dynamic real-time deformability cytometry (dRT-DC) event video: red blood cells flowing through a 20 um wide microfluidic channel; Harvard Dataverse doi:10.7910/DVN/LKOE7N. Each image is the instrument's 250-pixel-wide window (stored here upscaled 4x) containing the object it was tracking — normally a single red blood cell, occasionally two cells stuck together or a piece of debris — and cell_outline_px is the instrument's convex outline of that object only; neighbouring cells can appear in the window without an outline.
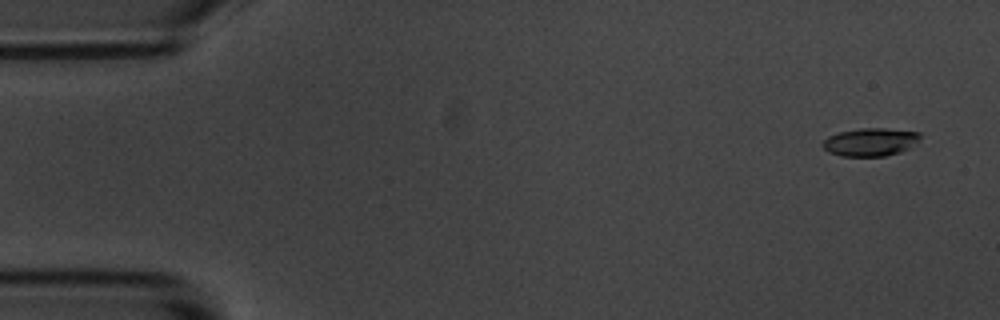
{"species": "common noctule bat (a hibernating species)", "species_latin": "Nyctalus noctula", "temperature_condition": "room temperature", "stored_images_in_passage": 56, "camera_frame_rate_fps": 3000, "um_per_image_px": 0.085, "animal": {"sex": "male", "body_mass_g": 20.1, "forearm_length_mm": 53.5}, "frame": {"image": 1, "passage_image": 3, "time_ms": 0.667, "image_size_px": [1000, 320], "cell_outline_px": [[920, 140], [912, 148], [900, 152], [884, 156], [840, 156], [828, 152], [820, 144], [828, 136], [840, 132], [860, 128], [884, 128], [920, 132]], "centroid_in_image_um": [74.0, 12.07], "position_along_channel_um": 11.0, "area_um2": 16.13}}
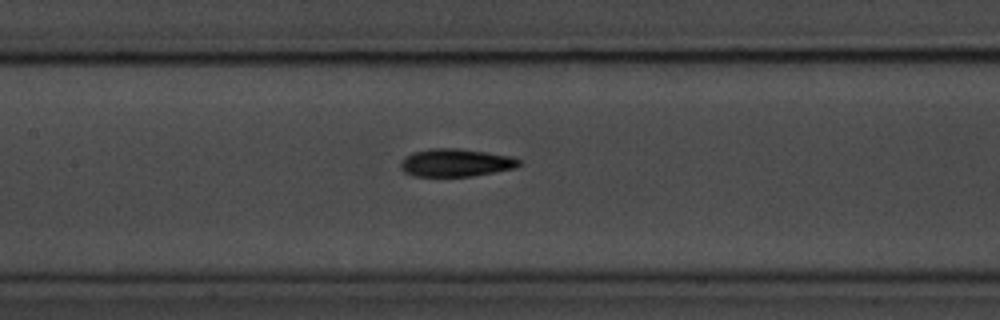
{"frame": {"image": 2, "passage_image": 26, "time_ms": 8.333, "image_size_px": [1000, 320], "cell_outline_px": [[520, 164], [516, 168], [472, 176], [412, 176], [404, 172], [400, 168], [400, 164], [404, 156], [412, 152], [432, 148], [460, 148], [512, 156], [520, 160]], "centroid_in_image_um": [38.72, 13.82], "position_along_channel_um": 168.7, "area_um2": 19.36}}
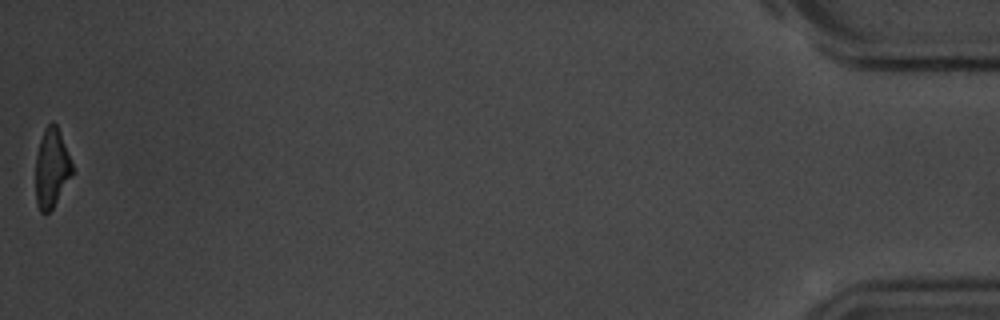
{"frame": {"image": 3, "passage_image": 56, "time_ms": 18.333, "image_size_px": [1000, 320], "cell_outline_px": [[72, 176], [52, 208], [48, 212], [40, 212], [36, 204], [36, 156], [40, 140], [44, 128], [52, 120], [56, 124], [72, 164]], "centroid_in_image_um": [4.37, 14.29], "position_along_channel_um": 430.8, "area_um2": 16.59}, "authors_computed_cell_mechanics": {"area_um2": 18.4382, "velocity_mm_per_s": 3.6061, "shape_relaxation_time_tau1_ms": 3.2582, "shape_relaxation_time_tau2_ms": 3.8849, "deformation_change_tau1": 0.1476, "deformation_change_tau2": 0.1213}}